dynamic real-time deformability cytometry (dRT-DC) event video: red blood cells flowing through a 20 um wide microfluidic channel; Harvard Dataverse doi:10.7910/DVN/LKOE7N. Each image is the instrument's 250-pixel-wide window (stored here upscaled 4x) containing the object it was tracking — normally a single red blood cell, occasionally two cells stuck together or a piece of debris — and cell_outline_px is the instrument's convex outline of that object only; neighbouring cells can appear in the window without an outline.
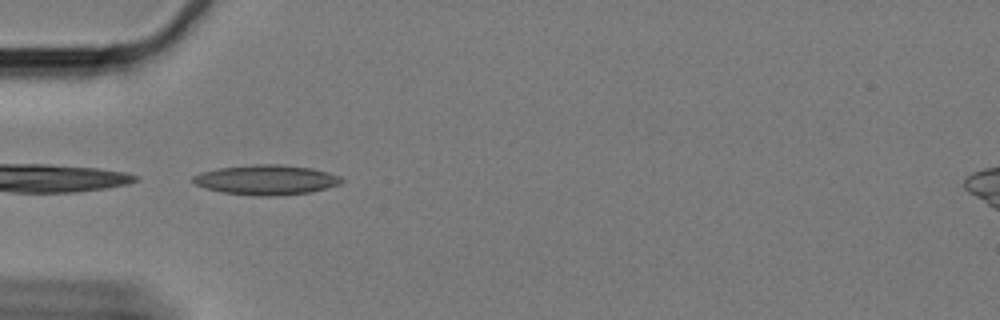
{"species": "Egyptian fruit bat (a non-hibernating species)", "species_latin": "Rousettus aegyptiacus", "temperature_condition": "cold", "stored_images_in_passage": 21, "camera_frame_rate_fps": 3000, "um_per_image_px": 0.085, "animal": {"sex": "female"}, "frame": {"image": 1, "passage_image": 1, "time_ms": 0.0, "image_size_px": [1000, 320], "cell_outline_px": [[344, 180], [340, 184], [308, 192], [276, 196], [260, 196], [224, 192], [208, 188], [196, 184], [192, 180], [192, 176], [200, 172], [220, 168], [252, 164], [280, 164], [312, 168], [328, 172], [340, 176]], "centroid_in_image_um": [22.65, 15.27], "position_along_channel_um": 62.4, "area_um2": 25.61}}
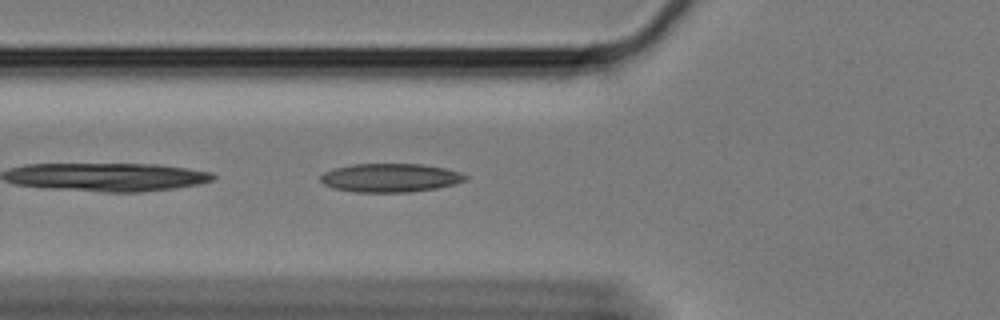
{"frame": {"image": 2, "passage_image": 4, "time_ms": 1.0, "image_size_px": [1000, 320], "cell_outline_px": [[468, 180], [436, 188], [408, 192], [356, 192], [336, 188], [324, 184], [320, 180], [320, 176], [324, 172], [336, 168], [352, 164], [420, 164], [444, 168], [460, 172], [468, 176]], "centroid_in_image_um": [33.19, 15.11], "position_along_channel_um": 92.6, "area_um2": 23.93}}
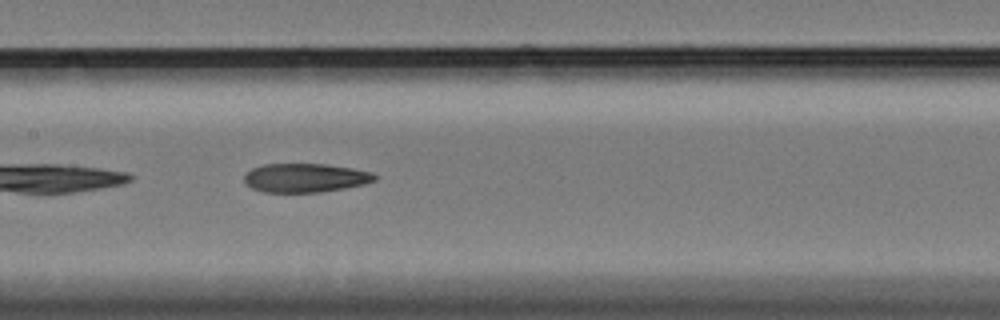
{"frame": {"image": 3, "passage_image": 12, "time_ms": 3.667, "image_size_px": [1000, 320], "cell_outline_px": [[380, 176], [376, 180], [364, 184], [344, 188], [320, 192], [264, 192], [252, 188], [244, 180], [244, 176], [252, 168], [264, 164], [328, 164], [352, 168], [372, 172]], "centroid_in_image_um": [25.99, 15.11], "position_along_channel_um": 181.4, "area_um2": 21.96}}